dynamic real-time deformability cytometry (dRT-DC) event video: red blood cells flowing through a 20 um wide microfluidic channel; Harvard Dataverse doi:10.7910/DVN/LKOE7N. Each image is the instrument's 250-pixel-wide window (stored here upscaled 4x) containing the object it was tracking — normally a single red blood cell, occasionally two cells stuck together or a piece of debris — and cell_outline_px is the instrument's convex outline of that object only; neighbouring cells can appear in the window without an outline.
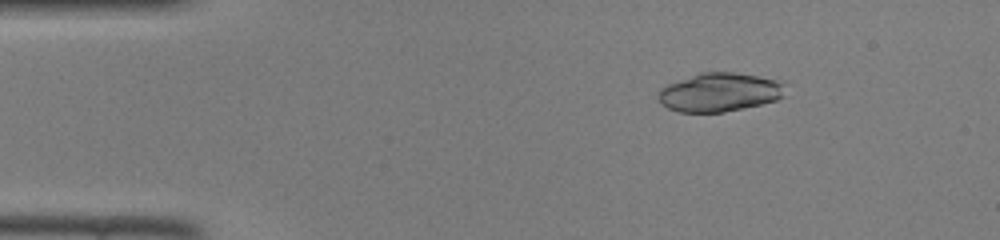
{"species": "common noctule bat (a hibernating species)", "species_latin": "Nyctalus noctula", "temperature_condition": "room temperature", "stored_images_in_passage": 46, "camera_frame_rate_fps": 3000, "um_per_image_px": 0.085, "animal": {"sex": "female", "body_mass_g": 22.0, "forearm_length_mm": 56.7}, "frame": {"image": 1, "passage_image": 7, "time_ms": 2.0, "image_size_px": [1000, 240], "cell_outline_px": [[784, 96], [776, 100], [760, 104], [724, 112], [676, 112], [660, 104], [656, 96], [660, 88], [668, 84], [700, 72], [736, 72], [776, 80], [780, 84]], "centroid_in_image_um": [61.06, 7.85], "position_along_channel_um": 23.9, "area_um2": 28.44}}